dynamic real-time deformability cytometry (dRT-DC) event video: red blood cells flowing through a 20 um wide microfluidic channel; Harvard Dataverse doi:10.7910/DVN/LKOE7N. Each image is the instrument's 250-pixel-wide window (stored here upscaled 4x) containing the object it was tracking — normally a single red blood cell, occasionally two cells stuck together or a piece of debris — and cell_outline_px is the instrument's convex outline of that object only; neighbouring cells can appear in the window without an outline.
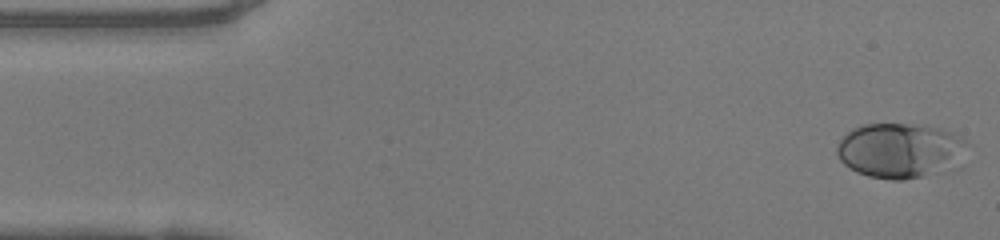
{"species": "human", "species_latin": "Homo sapiens", "temperature_condition": "warm", "stored_images_in_passage": 48, "camera_frame_rate_fps": 3000, "um_per_image_px": 0.085, "donor": {"sex": "female"}, "frame": {"image": 1, "passage_image": 1, "time_ms": 0.0, "image_size_px": [1000, 240], "cell_outline_px": [[972, 144], [948, 160], [920, 176], [904, 180], [892, 180], [868, 176], [856, 172], [844, 164], [840, 160], [836, 152], [836, 148], [840, 140], [852, 128], [864, 124], [924, 124], [940, 128], [952, 132], [960, 136]], "centroid_in_image_um": [76.33, 12.72], "position_along_channel_um": 8.7, "area_um2": 40.06}}
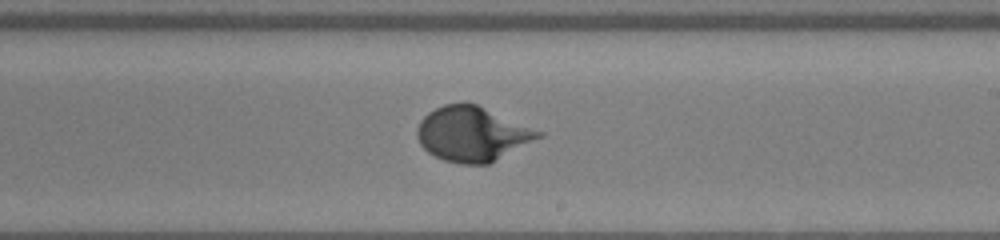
{"frame": {"image": 2, "passage_image": 27, "time_ms": 8.667, "image_size_px": [1000, 240], "cell_outline_px": [[544, 136], [488, 164], [460, 164], [444, 160], [428, 152], [420, 144], [416, 136], [416, 128], [420, 120], [428, 112], [444, 104], [476, 104], [544, 132]], "centroid_in_image_um": [40.14, 11.4], "position_along_channel_um": 248.9, "area_um2": 38.44}}
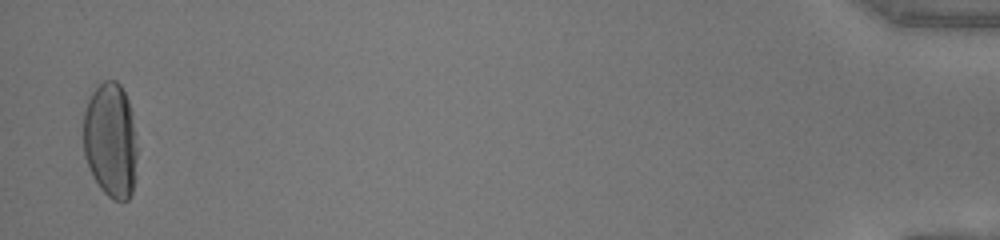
{"frame": {"image": 3, "passage_image": 47, "time_ms": 15.333, "image_size_px": [1000, 240], "cell_outline_px": [[136, 156], [132, 192], [128, 200], [112, 200], [100, 188], [92, 176], [84, 156], [84, 108], [96, 84], [104, 80], [116, 80], [120, 84], [128, 100], [132, 112], [136, 148]], "centroid_in_image_um": [9.38, 11.89], "position_along_channel_um": 425.8, "area_um2": 36.24}, "authors_computed_cell_mechanics": {"area_um2": 36.9631, "velocity_mm_per_s": 4.1431, "shape_relaxation_time_tau1_ms": 4.1554, "shape_relaxation_time_tau2_ms": null, "deformation_change_tau1": 0.227, "deformation_change_tau2": null}}